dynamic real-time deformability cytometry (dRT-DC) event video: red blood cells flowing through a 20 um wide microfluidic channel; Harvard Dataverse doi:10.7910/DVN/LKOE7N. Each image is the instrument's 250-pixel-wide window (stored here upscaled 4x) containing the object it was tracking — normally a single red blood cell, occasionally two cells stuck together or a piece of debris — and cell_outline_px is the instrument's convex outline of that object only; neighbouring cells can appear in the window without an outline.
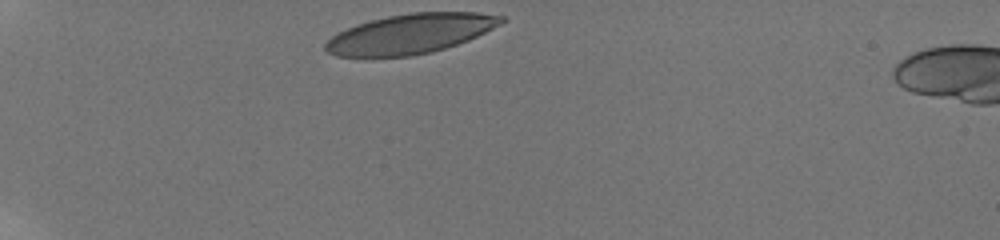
{"species": "human", "species_latin": "Homo sapiens", "temperature_condition": "room temperature", "stored_images_in_passage": 34, "camera_frame_rate_fps": 3000, "um_per_image_px": 0.085, "donor": {"sex": "male"}, "frame": {"image": 1, "passage_image": 1, "time_ms": 0.0, "image_size_px": [1000, 240], "cell_outline_px": [[508, 20], [468, 40], [432, 52], [412, 56], [364, 60], [336, 56], [328, 52], [324, 48], [324, 44], [332, 36], [356, 24], [388, 16], [408, 12], [476, 12], [504, 16]], "centroid_in_image_um": [34.81, 2.91], "position_along_channel_um": 50.2, "area_um2": 41.44}}
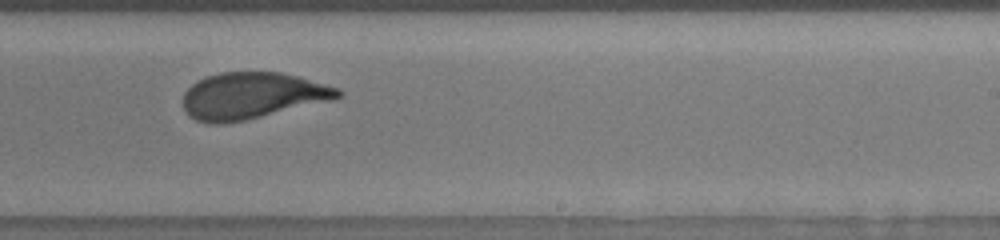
{"frame": {"image": 2, "passage_image": 22, "time_ms": 7.0, "image_size_px": [1000, 240], "cell_outline_px": [[344, 92], [340, 96], [332, 100], [244, 120], [220, 124], [212, 124], [196, 120], [188, 116], [184, 108], [184, 92], [192, 84], [208, 76], [220, 72], [280, 72], [296, 76], [340, 88]], "centroid_in_image_um": [21.42, 8.13], "position_along_channel_um": 267.6, "area_um2": 41.62}}
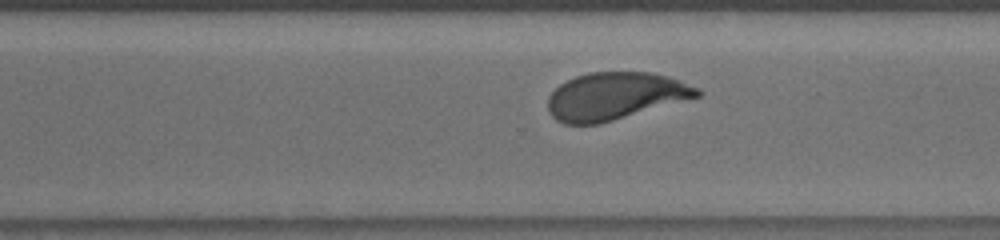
{"frame": {"image": 3, "passage_image": 26, "time_ms": 8.333, "image_size_px": [1000, 240], "cell_outline_px": [[704, 92], [700, 96], [600, 124], [564, 124], [556, 120], [548, 112], [548, 96], [560, 84], [576, 76], [588, 72], [652, 72], [668, 76], [680, 80], [700, 88]], "centroid_in_image_um": [52.3, 8.17], "position_along_channel_um": 318.3, "area_um2": 41.38}, "authors_computed_cell_mechanics": {"area_um2": 42.3096, "velocity_mm_per_s": 3.8059, "shape_relaxation_time_tau1_ms": 3.6081, "shape_relaxation_time_tau2_ms": null, "deformation_change_tau1": 0.1809, "deformation_change_tau2": null}}